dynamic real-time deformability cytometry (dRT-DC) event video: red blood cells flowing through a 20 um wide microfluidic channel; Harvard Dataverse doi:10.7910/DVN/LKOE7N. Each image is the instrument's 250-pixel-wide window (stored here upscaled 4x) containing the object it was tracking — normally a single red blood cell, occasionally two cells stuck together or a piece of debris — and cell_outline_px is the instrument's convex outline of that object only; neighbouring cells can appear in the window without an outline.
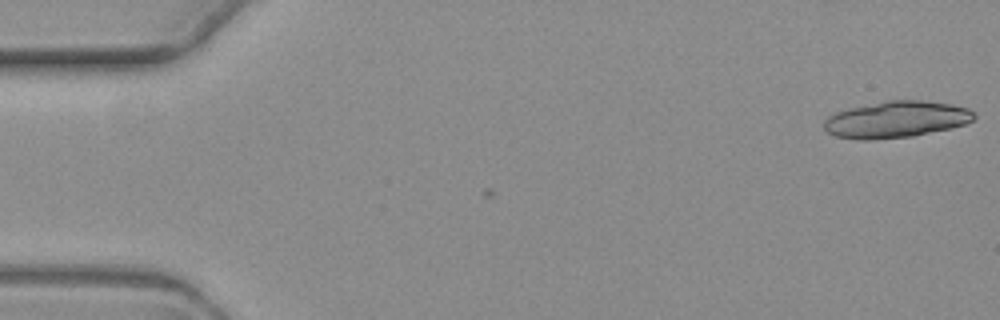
{"species": "common noctule bat (a hibernating species)", "species_latin": "Nyctalus noctula", "temperature_condition": "warm", "stored_images_in_passage": 11, "camera_frame_rate_fps": 3000, "um_per_image_px": 0.085, "animal": {"sex": "female", "body_mass_g": 19.3, "forearm_length_mm": 54.1}, "frame": {"image": 1, "passage_image": 1, "time_ms": 0.0, "image_size_px": [1000, 320], "cell_outline_px": [[976, 116], [972, 120], [964, 124], [948, 128], [912, 136], [872, 140], [860, 140], [836, 136], [828, 132], [824, 128], [824, 120], [828, 116], [836, 112], [848, 108], [888, 100], [920, 100], [952, 104], [968, 108]], "centroid_in_image_um": [76.14, 10.15], "position_along_channel_um": 8.9, "area_um2": 31.79}}
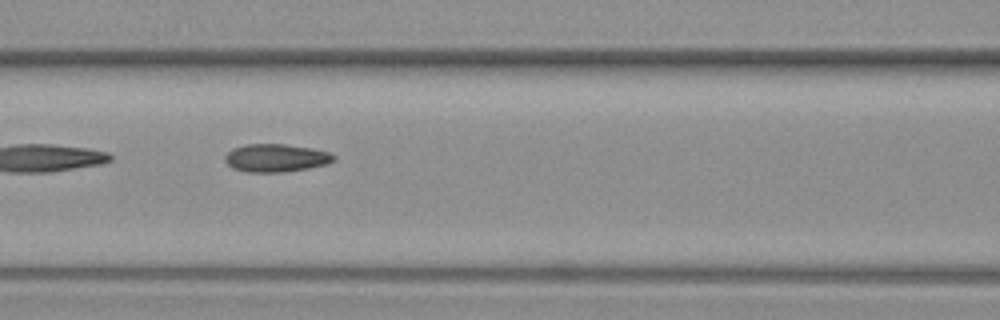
{"frame": {"image": 2, "passage_image": 7, "time_ms": 8.0, "image_size_px": [1000, 320], "cell_outline_px": [[336, 160], [328, 164], [308, 168], [284, 172], [248, 172], [232, 168], [224, 160], [224, 156], [232, 148], [244, 144], [284, 144], [312, 148], [328, 152], [336, 156]], "centroid_in_image_um": [23.45, 13.42], "position_along_channel_um": 143.1, "area_um2": 17.86}}
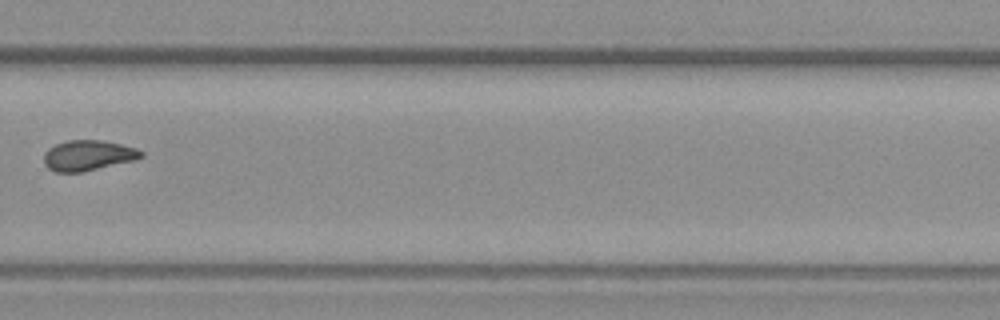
{"frame": {"image": 3, "passage_image": 11, "time_ms": 13.0, "image_size_px": [1000, 320], "cell_outline_px": [[144, 156], [132, 160], [84, 172], [56, 172], [48, 168], [44, 164], [44, 152], [48, 148], [56, 144], [68, 140], [104, 140], [136, 148], [144, 152]], "centroid_in_image_um": [7.46, 13.21], "position_along_channel_um": 322.3, "area_um2": 17.22}}